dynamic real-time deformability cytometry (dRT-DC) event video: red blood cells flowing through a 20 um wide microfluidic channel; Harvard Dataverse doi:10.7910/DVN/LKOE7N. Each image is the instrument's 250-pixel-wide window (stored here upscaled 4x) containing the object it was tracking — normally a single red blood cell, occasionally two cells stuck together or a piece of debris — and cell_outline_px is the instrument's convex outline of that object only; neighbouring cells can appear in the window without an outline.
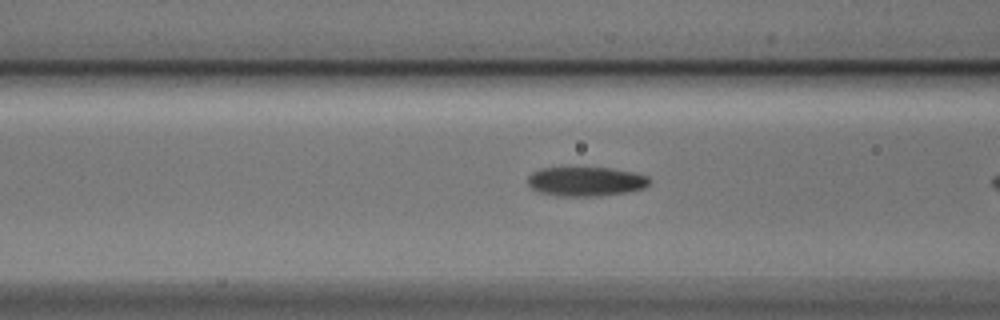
{"species": "Egyptian fruit bat (a non-hibernating species)", "species_latin": "Rousettus aegyptiacus", "temperature_condition": "cold", "stored_images_in_passage": 8, "camera_frame_rate_fps": 3000, "um_per_image_px": 0.085, "animal": {"sex": "male"}, "frame": {"image": 1, "passage_image": 7, "time_ms": 2.0, "image_size_px": [1000, 320], "cell_outline_px": [[652, 180], [644, 188], [628, 192], [600, 196], [556, 196], [540, 192], [532, 188], [528, 184], [528, 176], [532, 172], [540, 168], [608, 168], [632, 172], [648, 176]], "centroid_in_image_um": [49.8, 15.43], "position_along_channel_um": 116.8, "area_um2": 20.81}}